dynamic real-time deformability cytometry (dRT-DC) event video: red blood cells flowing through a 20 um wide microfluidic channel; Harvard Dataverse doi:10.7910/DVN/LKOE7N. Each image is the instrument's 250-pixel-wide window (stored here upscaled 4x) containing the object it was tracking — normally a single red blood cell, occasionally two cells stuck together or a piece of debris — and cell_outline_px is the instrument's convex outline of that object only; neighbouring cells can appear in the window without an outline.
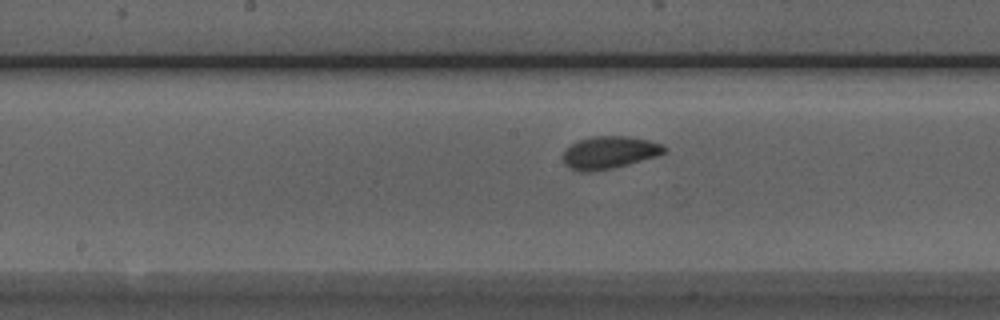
{"species": "Egyptian fruit bat (a non-hibernating species)", "species_latin": "Rousettus aegyptiacus", "temperature_condition": "room temperature", "stored_images_in_passage": 25, "camera_frame_rate_fps": 3000, "um_per_image_px": 0.085, "animal": {"sex": "male"}, "frame": {"image": 1, "passage_image": 22, "time_ms": 7.0, "image_size_px": [1000, 320], "cell_outline_px": [[668, 148], [664, 152], [656, 156], [628, 164], [612, 168], [592, 172], [580, 172], [568, 168], [564, 164], [564, 152], [572, 144], [580, 140], [592, 136], [628, 136], [648, 140], [664, 144]], "centroid_in_image_um": [51.8, 12.97], "position_along_channel_um": 196.4, "area_um2": 19.13}}